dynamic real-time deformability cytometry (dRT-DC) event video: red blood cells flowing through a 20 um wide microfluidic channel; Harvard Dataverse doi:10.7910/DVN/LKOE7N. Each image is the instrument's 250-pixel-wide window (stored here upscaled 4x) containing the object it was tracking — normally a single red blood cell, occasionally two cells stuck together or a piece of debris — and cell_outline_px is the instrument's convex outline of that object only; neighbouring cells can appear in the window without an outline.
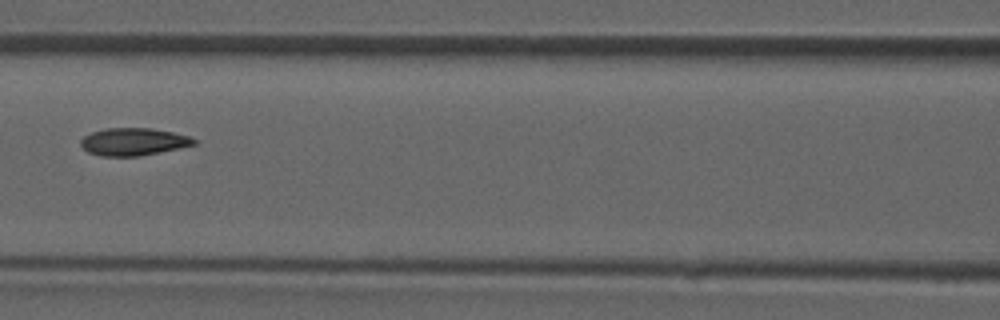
{"species": "common noctule bat (a hibernating species)", "species_latin": "Nyctalus noctula", "temperature_condition": "room temperature", "stored_images_in_passage": 47, "camera_frame_rate_fps": 3000, "um_per_image_px": 0.085, "animal": {"sex": "male", "forearm_length_mm": 52.5}, "frame": {"image": 1, "passage_image": 21, "time_ms": 6.667, "image_size_px": [1000, 320], "cell_outline_px": [[196, 144], [160, 152], [140, 156], [100, 156], [88, 152], [80, 144], [80, 140], [84, 136], [92, 132], [104, 128], [152, 128], [172, 132], [188, 136], [196, 140]], "centroid_in_image_um": [11.31, 12.04], "position_along_channel_um": 155.3, "area_um2": 18.09}}